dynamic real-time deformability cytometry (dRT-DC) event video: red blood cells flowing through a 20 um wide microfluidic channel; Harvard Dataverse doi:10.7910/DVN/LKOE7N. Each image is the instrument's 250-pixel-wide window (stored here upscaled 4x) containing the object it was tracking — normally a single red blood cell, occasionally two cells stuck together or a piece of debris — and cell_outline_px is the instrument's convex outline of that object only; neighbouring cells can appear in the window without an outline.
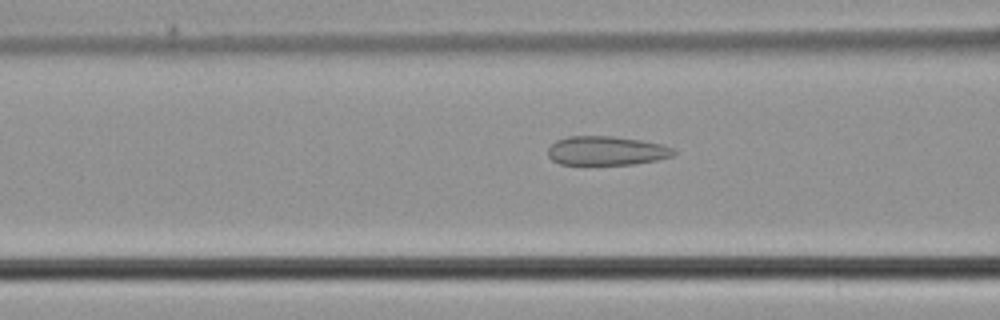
{"species": "common noctule bat (a hibernating species)", "species_latin": "Nyctalus noctula", "temperature_condition": "cold", "stored_images_in_passage": 49, "camera_frame_rate_fps": 3000, "um_per_image_px": 0.085, "animal": {"sex": "male", "body_mass_g": 21.5, "forearm_length_mm": 52.0}, "frame": {"image": 1, "passage_image": 19, "time_ms": 6.0, "image_size_px": [1000, 320], "cell_outline_px": [[676, 152], [672, 156], [656, 160], [632, 164], [560, 164], [552, 160], [548, 156], [548, 148], [556, 140], [568, 136], [612, 136], [640, 140], [664, 144], [676, 148]], "centroid_in_image_um": [51.57, 12.8], "position_along_channel_um": 115.0, "area_um2": 21.33}}
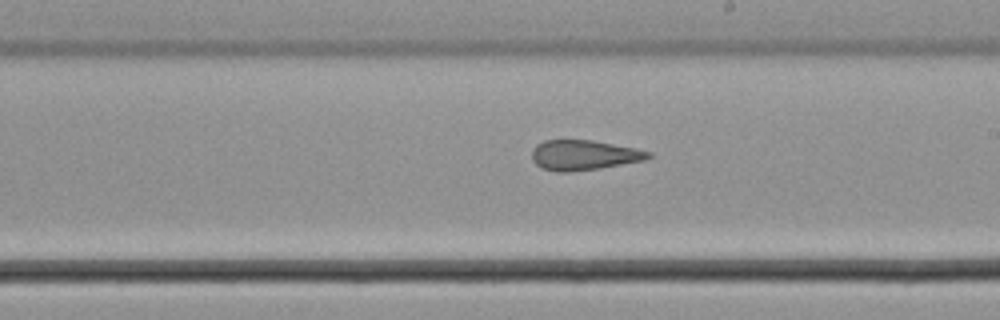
{"frame": {"image": 2, "passage_image": 28, "time_ms": 9.0, "image_size_px": [1000, 320], "cell_outline_px": [[652, 156], [644, 160], [600, 168], [568, 172], [556, 172], [540, 168], [532, 160], [532, 148], [536, 144], [544, 140], [592, 140], [636, 148], [652, 152]], "centroid_in_image_um": [49.6, 13.18], "position_along_channel_um": 239.4, "area_um2": 20.52}}
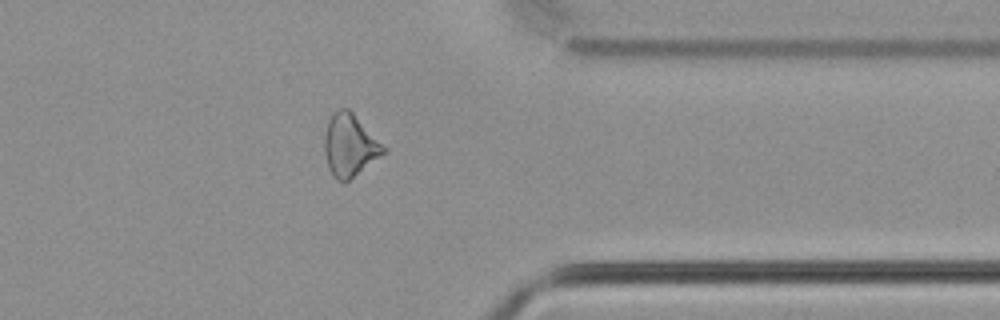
{"frame": {"image": 3, "passage_image": 39, "time_ms": 12.667, "image_size_px": [1000, 320], "cell_outline_px": [[388, 152], [344, 184], [336, 180], [328, 168], [324, 152], [324, 136], [328, 120], [332, 112], [340, 108], [348, 108], [388, 148]], "centroid_in_image_um": [29.75, 12.37], "position_along_channel_um": 381.7, "area_um2": 21.96}}